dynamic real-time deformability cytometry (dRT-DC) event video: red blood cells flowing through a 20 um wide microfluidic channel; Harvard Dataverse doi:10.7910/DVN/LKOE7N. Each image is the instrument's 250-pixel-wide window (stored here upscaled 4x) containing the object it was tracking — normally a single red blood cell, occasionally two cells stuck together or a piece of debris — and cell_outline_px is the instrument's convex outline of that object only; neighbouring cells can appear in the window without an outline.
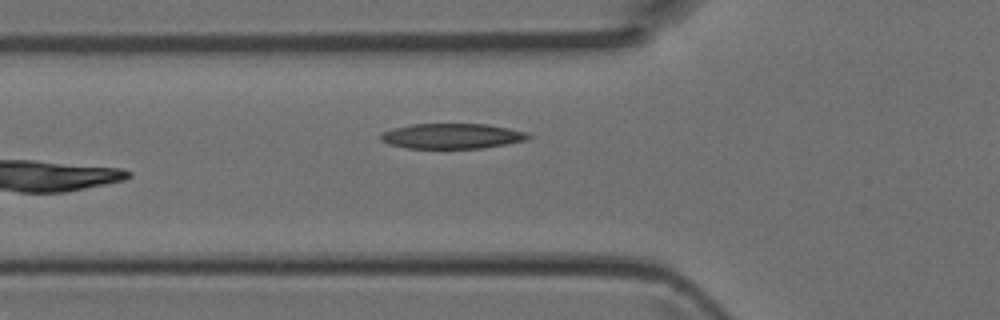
{"species": "Egyptian fruit bat (a non-hibernating species)", "species_latin": "Rousettus aegyptiacus", "temperature_condition": "room temperature", "stored_images_in_passage": 6, "camera_frame_rate_fps": 3000, "um_per_image_px": 0.085, "animal": {"sex": "female"}, "frame": {"image": 1, "passage_image": 5, "time_ms": 1.333, "image_size_px": [1000, 320], "cell_outline_px": [[532, 136], [528, 140], [480, 148], [408, 148], [388, 144], [380, 140], [380, 136], [384, 132], [392, 128], [412, 124], [488, 124], [528, 132]], "centroid_in_image_um": [38.43, 11.56], "position_along_channel_um": 87.4, "area_um2": 21.68}}